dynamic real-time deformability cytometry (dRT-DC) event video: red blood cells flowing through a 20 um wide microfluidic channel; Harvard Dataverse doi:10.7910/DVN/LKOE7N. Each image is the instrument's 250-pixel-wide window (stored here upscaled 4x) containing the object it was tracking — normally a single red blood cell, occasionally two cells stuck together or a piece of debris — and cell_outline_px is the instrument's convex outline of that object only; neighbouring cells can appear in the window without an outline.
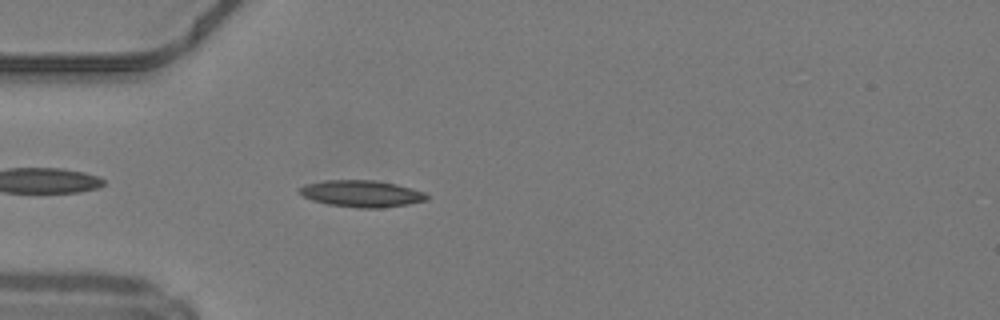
{"species": "common noctule bat (a hibernating species)", "species_latin": "Nyctalus noctula", "temperature_condition": "warm", "stored_images_in_passage": 38, "camera_frame_rate_fps": 3000, "um_per_image_px": 0.085, "animal": {"sex": "male", "body_mass_g": 19.2, "forearm_length_mm": 51.8}, "frame": {"image": 1, "passage_image": 3, "time_ms": 0.667, "image_size_px": [1000, 320], "cell_outline_px": [[428, 200], [408, 204], [380, 208], [360, 208], [328, 204], [312, 200], [296, 192], [304, 184], [324, 180], [376, 180], [396, 184], [412, 188], [424, 192], [428, 196]], "centroid_in_image_um": [30.72, 16.45], "position_along_channel_um": 54.3, "area_um2": 19.88}}
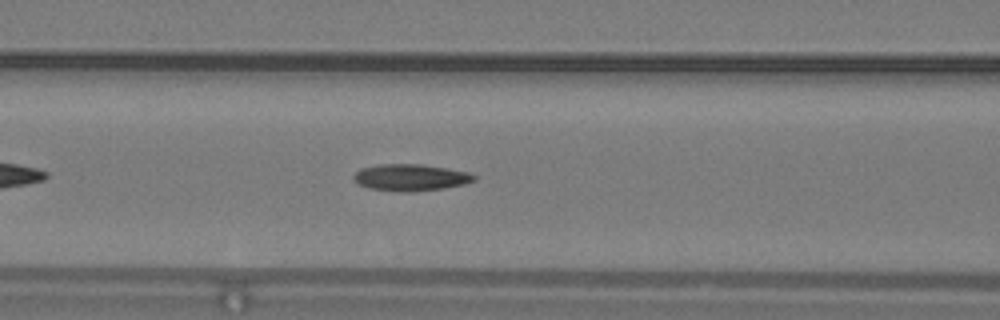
{"frame": {"image": 2, "passage_image": 9, "time_ms": 2.667, "image_size_px": [1000, 320], "cell_outline_px": [[476, 180], [464, 184], [444, 188], [412, 192], [400, 192], [368, 188], [356, 184], [352, 180], [352, 176], [360, 168], [380, 164], [420, 164], [448, 168], [468, 172], [476, 176]], "centroid_in_image_um": [34.86, 15.09], "position_along_channel_um": 131.7, "area_um2": 19.02}}
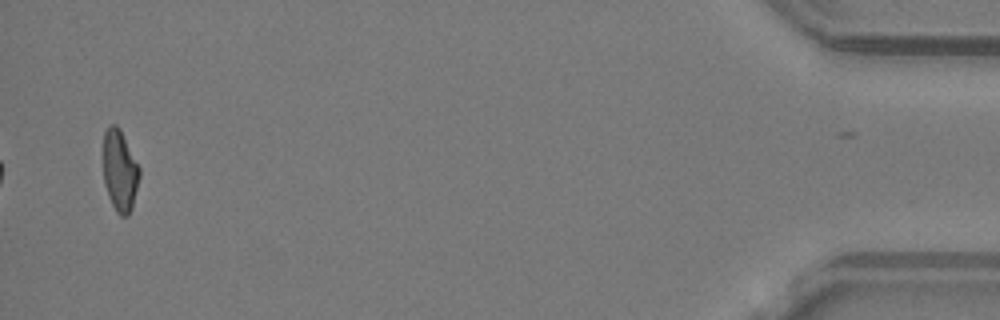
{"frame": {"image": 3, "passage_image": 36, "time_ms": 11.667, "image_size_px": [1000, 320], "cell_outline_px": [[140, 176], [132, 208], [128, 216], [120, 216], [116, 212], [108, 196], [104, 184], [104, 132], [112, 124], [116, 124], [120, 128], [140, 168]], "centroid_in_image_um": [10.2, 14.53], "position_along_channel_um": 425.0, "area_um2": 17.17}, "authors_computed_cell_mechanics": {"area_um2": 17.8891, "velocity_mm_per_s": 4.2403, "shape_relaxation_time_tau1_ms": null, "shape_relaxation_time_tau2_ms": 4.8851, "deformation_change_tau1": null, "deformation_change_tau2": 0.1541}}